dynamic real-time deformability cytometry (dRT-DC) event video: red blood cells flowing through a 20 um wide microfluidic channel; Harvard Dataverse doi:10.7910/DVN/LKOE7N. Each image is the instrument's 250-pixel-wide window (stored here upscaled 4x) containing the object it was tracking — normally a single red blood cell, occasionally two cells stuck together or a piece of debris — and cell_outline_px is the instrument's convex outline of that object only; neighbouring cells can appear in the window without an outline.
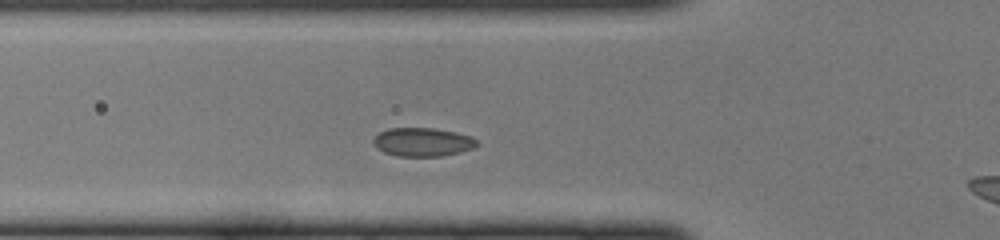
{"species": "common noctule bat (a hibernating species)", "species_latin": "Nyctalus noctula", "temperature_condition": "cold", "stored_images_in_passage": 29, "camera_frame_rate_fps": 3000, "um_per_image_px": 0.085, "animal": {"sex": "female", "body_mass_g": 22.0, "forearm_length_mm": 56.7}, "frame": {"image": 1, "passage_image": 6, "time_ms": 1.667, "image_size_px": [1000, 240], "cell_outline_px": [[480, 144], [472, 148], [460, 152], [440, 156], [396, 156], [384, 152], [376, 148], [372, 144], [372, 140], [380, 132], [388, 128], [432, 128], [456, 132], [472, 136]], "centroid_in_image_um": [35.91, 12.07], "position_along_channel_um": 89.9, "area_um2": 17.34}}
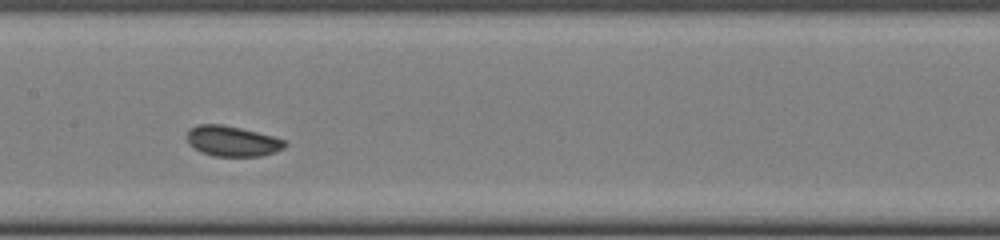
{"frame": {"image": 2, "passage_image": 13, "time_ms": 4.0, "image_size_px": [1000, 240], "cell_outline_px": [[288, 144], [284, 148], [276, 152], [260, 156], [216, 156], [200, 152], [188, 144], [188, 128], [196, 124], [220, 124], [240, 128], [272, 136], [284, 140]], "centroid_in_image_um": [19.73, 12.0], "position_along_channel_um": 187.7, "area_um2": 17.34}}
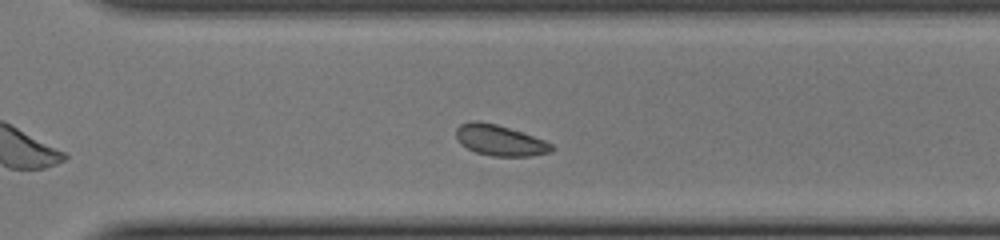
{"frame": {"image": 3, "passage_image": 23, "time_ms": 7.333, "image_size_px": [1000, 240], "cell_outline_px": [[556, 148], [552, 152], [532, 156], [492, 156], [476, 152], [460, 144], [456, 136], [456, 128], [460, 124], [472, 120], [480, 120], [496, 124], [544, 140], [552, 144]], "centroid_in_image_um": [42.48, 11.93], "position_along_channel_um": 328.1, "area_um2": 17.17}}